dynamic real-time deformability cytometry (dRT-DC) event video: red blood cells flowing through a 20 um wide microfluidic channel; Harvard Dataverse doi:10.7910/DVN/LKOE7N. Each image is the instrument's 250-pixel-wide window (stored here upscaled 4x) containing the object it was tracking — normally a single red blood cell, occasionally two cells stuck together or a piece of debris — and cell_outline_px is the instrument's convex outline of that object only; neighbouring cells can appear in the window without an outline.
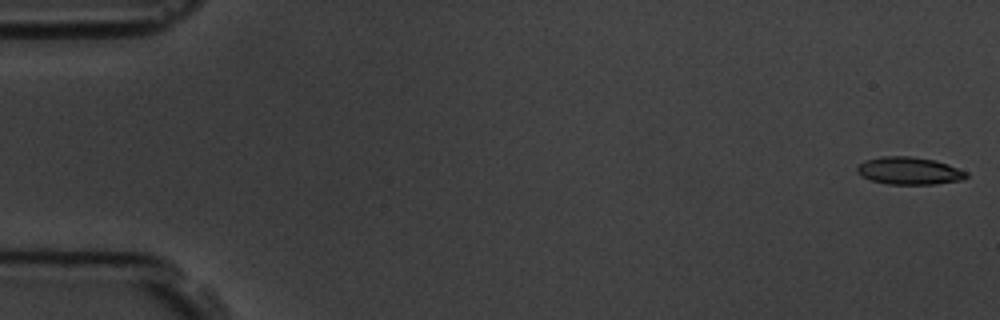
{"species": "common noctule bat (a hibernating species)", "species_latin": "Nyctalus noctula", "temperature_condition": "room temperature", "stored_images_in_passage": 5, "camera_frame_rate_fps": 3000, "um_per_image_px": 0.085, "animal": {"sex": "male", "body_mass_g": 19.5, "forearm_length_mm": 54.6}, "frame": {"image": 1, "passage_image": 1, "time_ms": 0.0, "image_size_px": [1000, 320], "cell_outline_px": [[968, 176], [964, 180], [936, 184], [888, 184], [872, 180], [860, 176], [856, 172], [856, 168], [864, 160], [880, 156], [908, 156], [936, 160], [948, 164], [968, 172]], "centroid_in_image_um": [77.29, 14.51], "position_along_channel_um": 7.7, "area_um2": 17.69}}